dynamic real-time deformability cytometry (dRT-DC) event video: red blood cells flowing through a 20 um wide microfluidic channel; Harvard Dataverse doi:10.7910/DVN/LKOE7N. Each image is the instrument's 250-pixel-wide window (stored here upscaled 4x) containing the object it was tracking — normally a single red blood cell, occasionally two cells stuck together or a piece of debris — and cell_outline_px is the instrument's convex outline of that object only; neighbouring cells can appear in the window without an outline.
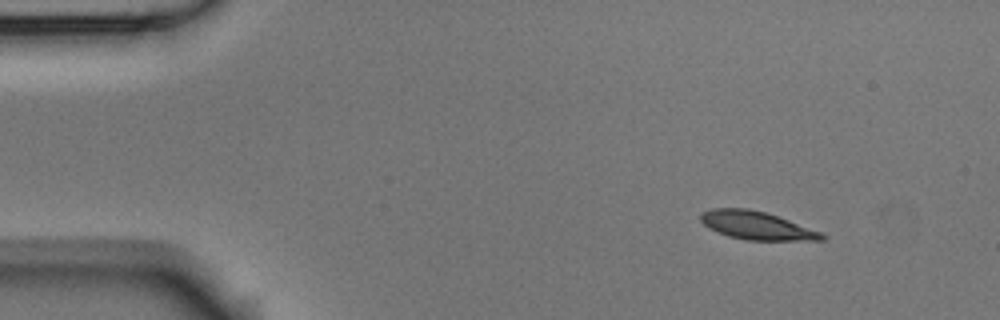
{"species": "Egyptian fruit bat (a non-hibernating species)", "species_latin": "Rousettus aegyptiacus", "temperature_condition": "room temperature", "stored_images_in_passage": 3, "camera_frame_rate_fps": 3000, "um_per_image_px": 0.085, "animal": {"sex": "male"}, "frame": {"image": 1, "passage_image": 1, "time_ms": 0.0, "image_size_px": [1000, 320], "cell_outline_px": [[828, 236], [824, 240], [748, 240], [728, 236], [708, 228], [700, 220], [700, 212], [712, 208], [748, 208], [768, 212], [820, 232]], "centroid_in_image_um": [64.28, 19.15], "position_along_channel_um": 20.7, "area_um2": 19.94}}
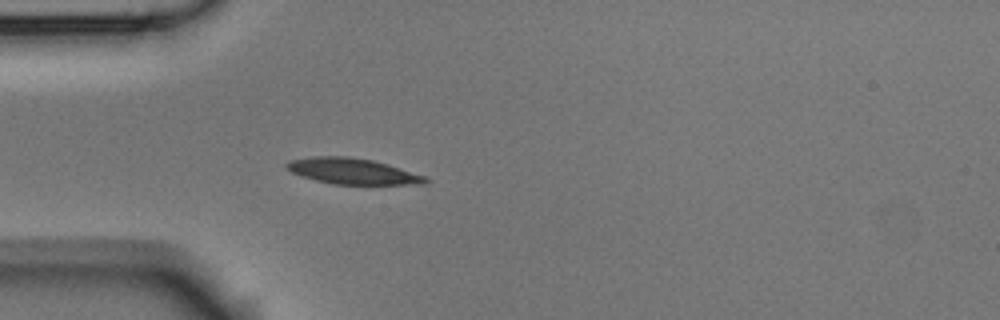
{"frame": {"image": 2, "passage_image": 3, "time_ms": 0.667, "image_size_px": [1000, 320], "cell_outline_px": [[432, 180], [428, 184], [332, 184], [300, 176], [284, 168], [284, 164], [288, 160], [312, 156], [348, 156], [372, 160], [388, 164], [428, 176]], "centroid_in_image_um": [29.99, 14.55], "position_along_channel_um": 55.0, "area_um2": 21.33}}